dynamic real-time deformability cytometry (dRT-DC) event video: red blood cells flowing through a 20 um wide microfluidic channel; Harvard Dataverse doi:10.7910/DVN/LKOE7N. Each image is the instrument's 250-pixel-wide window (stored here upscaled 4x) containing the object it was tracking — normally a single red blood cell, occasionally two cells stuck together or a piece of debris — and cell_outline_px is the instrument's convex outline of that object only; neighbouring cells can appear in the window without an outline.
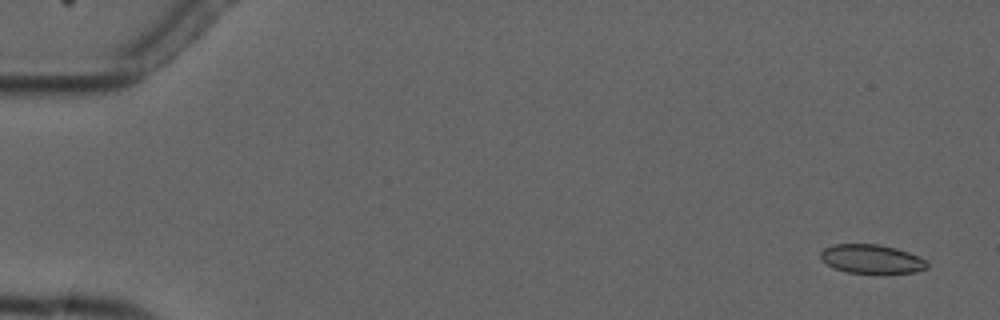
{"species": "common noctule bat (a hibernating species)", "species_latin": "Nyctalus noctula", "temperature_condition": "cold", "stored_images_in_passage": 5, "camera_frame_rate_fps": 3000, "um_per_image_px": 0.085, "animal": {"sex": "male", "forearm_length_mm": 52.5}, "frame": {"image": 1, "passage_image": 1, "time_ms": 0.0, "image_size_px": [1000, 320], "cell_outline_px": [[928, 268], [916, 272], [848, 272], [832, 268], [820, 260], [820, 252], [824, 248], [832, 244], [880, 244], [896, 248], [908, 252], [924, 260], [928, 264]], "centroid_in_image_um": [74.02, 21.99], "position_along_channel_um": 11.0, "area_um2": 17.8}}
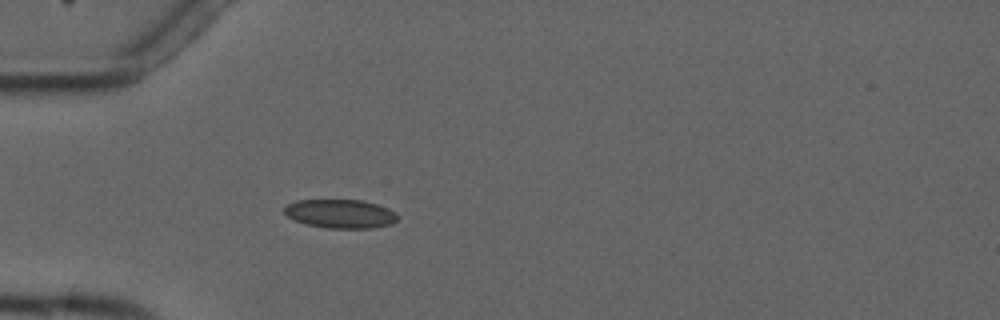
{"frame": {"image": 2, "passage_image": 5, "time_ms": 4.667, "image_size_px": [1000, 320], "cell_outline_px": [[400, 216], [392, 224], [372, 228], [328, 228], [308, 224], [296, 220], [288, 216], [284, 212], [284, 208], [288, 204], [296, 200], [364, 200], [388, 208], [396, 212]], "centroid_in_image_um": [28.98, 18.16], "position_along_channel_um": 56.0, "area_um2": 18.96}}